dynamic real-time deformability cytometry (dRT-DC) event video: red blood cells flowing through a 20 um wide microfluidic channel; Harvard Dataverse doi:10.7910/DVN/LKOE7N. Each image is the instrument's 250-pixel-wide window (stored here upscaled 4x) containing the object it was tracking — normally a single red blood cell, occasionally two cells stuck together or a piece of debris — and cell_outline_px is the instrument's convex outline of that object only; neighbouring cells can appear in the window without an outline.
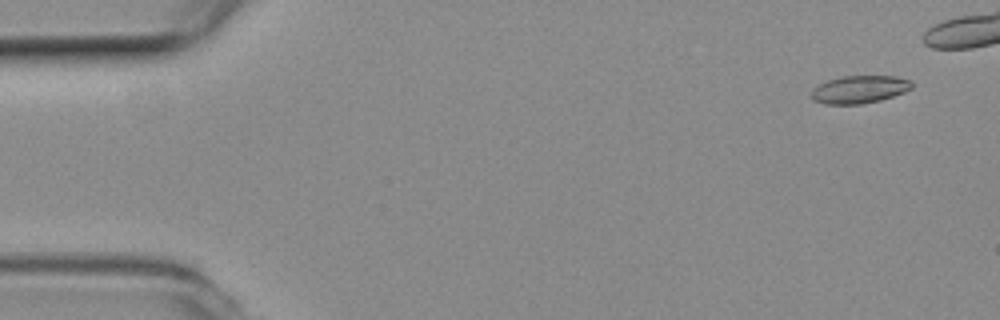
{"species": "common noctule bat (a hibernating species)", "species_latin": "Nyctalus noctula", "temperature_condition": "room temperature", "stored_images_in_passage": 10, "camera_frame_rate_fps": 3000, "um_per_image_px": 0.085, "animal": {"sex": "female", "body_mass_g": 19.3, "forearm_length_mm": 54.1}, "frame": {"image": 1, "passage_image": 4, "time_ms": 1.0, "image_size_px": [1000, 320], "cell_outline_px": [[912, 88], [904, 92], [880, 100], [860, 104], [824, 104], [812, 100], [812, 92], [820, 84], [828, 80], [840, 76], [896, 76], [908, 80], [912, 84]], "centroid_in_image_um": [73.05, 7.6], "position_along_channel_um": 12.0, "area_um2": 16.01}}